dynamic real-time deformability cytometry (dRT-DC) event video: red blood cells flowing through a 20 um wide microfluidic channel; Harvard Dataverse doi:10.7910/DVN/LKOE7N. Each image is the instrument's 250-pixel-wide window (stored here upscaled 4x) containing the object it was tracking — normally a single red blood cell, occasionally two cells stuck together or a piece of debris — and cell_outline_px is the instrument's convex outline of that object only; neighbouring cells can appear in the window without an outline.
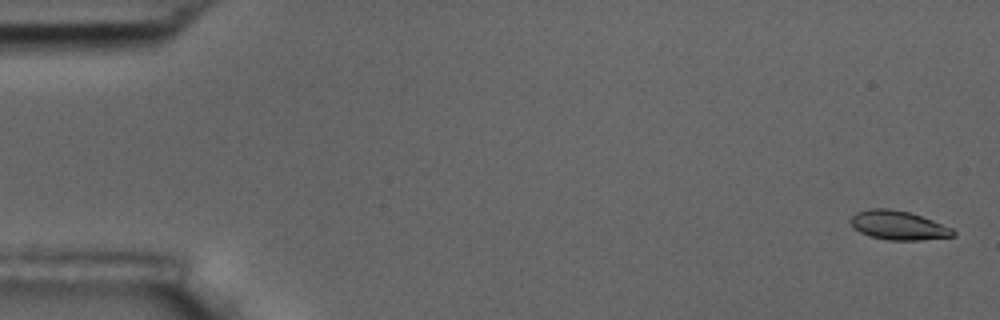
{"species": "common noctule bat (a hibernating species)", "species_latin": "Nyctalus noctula", "temperature_condition": "room temperature", "stored_images_in_passage": 6, "camera_frame_rate_fps": 3000, "um_per_image_px": 0.085, "animal": {"sex": "male", "body_mass_g": 17.5, "forearm_length_mm": 52.3}, "frame": {"image": 1, "passage_image": 1, "time_ms": 0.0, "image_size_px": [1000, 320], "cell_outline_px": [[956, 236], [920, 240], [888, 240], [872, 236], [860, 232], [852, 228], [848, 220], [856, 212], [872, 208], [888, 208], [908, 212], [932, 220], [952, 228], [956, 232]], "centroid_in_image_um": [76.33, 19.15], "position_along_channel_um": 8.7, "area_um2": 17.34}}